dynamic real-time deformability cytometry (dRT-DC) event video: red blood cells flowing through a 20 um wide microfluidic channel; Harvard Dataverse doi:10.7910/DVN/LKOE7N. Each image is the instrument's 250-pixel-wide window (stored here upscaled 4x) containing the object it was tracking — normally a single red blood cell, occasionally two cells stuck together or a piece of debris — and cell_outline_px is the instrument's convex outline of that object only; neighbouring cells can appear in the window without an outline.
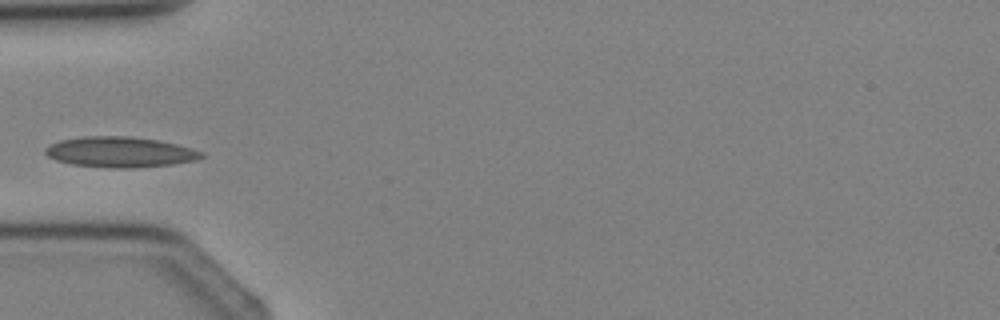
{"species": "Egyptian fruit bat (a non-hibernating species)", "species_latin": "Rousettus aegyptiacus", "temperature_condition": "cold", "stored_images_in_passage": 4, "camera_frame_rate_fps": 3000, "um_per_image_px": 0.085, "animal": {"sex": "female"}, "frame": {"image": 1, "passage_image": 4, "time_ms": 3.667, "image_size_px": [1000, 320], "cell_outline_px": [[204, 156], [196, 160], [172, 164], [132, 168], [112, 168], [72, 164], [56, 160], [48, 156], [44, 152], [44, 148], [48, 144], [60, 140], [80, 136], [132, 136], [160, 140], [192, 148], [204, 152]], "centroid_in_image_um": [10.19, 12.91], "position_along_channel_um": 74.8, "area_um2": 27.98}}